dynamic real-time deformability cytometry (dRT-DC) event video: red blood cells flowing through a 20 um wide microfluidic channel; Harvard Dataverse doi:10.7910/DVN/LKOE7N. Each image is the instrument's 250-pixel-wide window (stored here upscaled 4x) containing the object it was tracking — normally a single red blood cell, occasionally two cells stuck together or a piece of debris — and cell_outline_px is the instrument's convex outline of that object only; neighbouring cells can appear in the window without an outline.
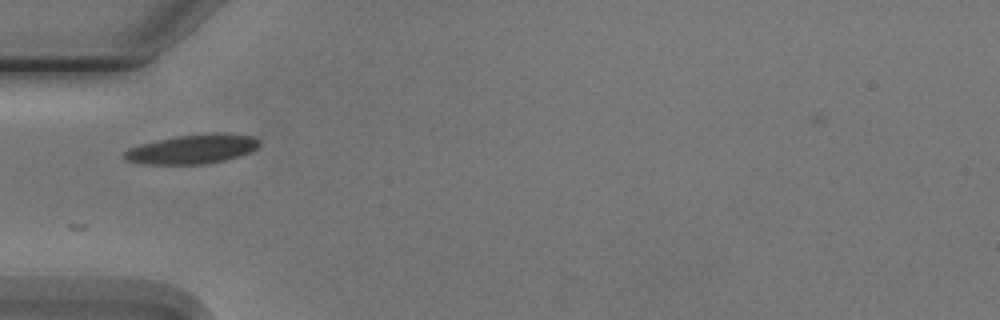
{"species": "Egyptian fruit bat (a non-hibernating species)", "species_latin": "Rousettus aegyptiacus", "temperature_condition": "cold", "stored_images_in_passage": 2, "camera_frame_rate_fps": 3000, "um_per_image_px": 0.085, "animal": {"sex": "male"}, "frame": {"image": 1, "passage_image": 1, "time_ms": 0.0, "image_size_px": [1000, 320], "cell_outline_px": [[260, 144], [256, 148], [240, 156], [224, 160], [204, 164], [144, 164], [128, 160], [124, 156], [124, 152], [128, 148], [140, 144], [176, 136], [212, 132], [228, 132], [252, 136], [260, 140]], "centroid_in_image_um": [16.39, 12.65], "position_along_channel_um": 68.6, "area_um2": 23.12}}